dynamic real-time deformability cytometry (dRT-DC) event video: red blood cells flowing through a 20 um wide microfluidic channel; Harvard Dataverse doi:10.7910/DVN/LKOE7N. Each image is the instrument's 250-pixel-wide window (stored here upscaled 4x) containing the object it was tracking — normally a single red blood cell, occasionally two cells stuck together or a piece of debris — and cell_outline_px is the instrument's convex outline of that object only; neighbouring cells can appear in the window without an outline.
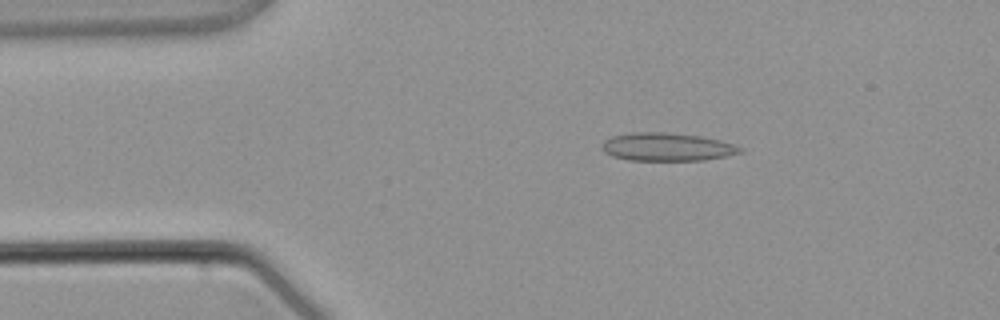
{"species": "common noctule bat (a hibernating species)", "species_latin": "Nyctalus noctula", "temperature_condition": "warm", "stored_images_in_passage": 2, "camera_frame_rate_fps": 3000, "um_per_image_px": 0.085, "animal": {"sex": "male", "body_mass_g": 21.5, "forearm_length_mm": 52.0}, "frame": {"image": 1, "passage_image": 1, "time_ms": 0.0, "image_size_px": [1000, 320], "cell_outline_px": [[744, 152], [728, 156], [704, 160], [628, 160], [612, 156], [604, 152], [600, 148], [600, 144], [604, 140], [612, 136], [632, 132], [664, 132], [700, 136], [720, 140], [744, 148]], "centroid_in_image_um": [56.68, 12.49], "position_along_channel_um": 28.3, "area_um2": 22.83}}